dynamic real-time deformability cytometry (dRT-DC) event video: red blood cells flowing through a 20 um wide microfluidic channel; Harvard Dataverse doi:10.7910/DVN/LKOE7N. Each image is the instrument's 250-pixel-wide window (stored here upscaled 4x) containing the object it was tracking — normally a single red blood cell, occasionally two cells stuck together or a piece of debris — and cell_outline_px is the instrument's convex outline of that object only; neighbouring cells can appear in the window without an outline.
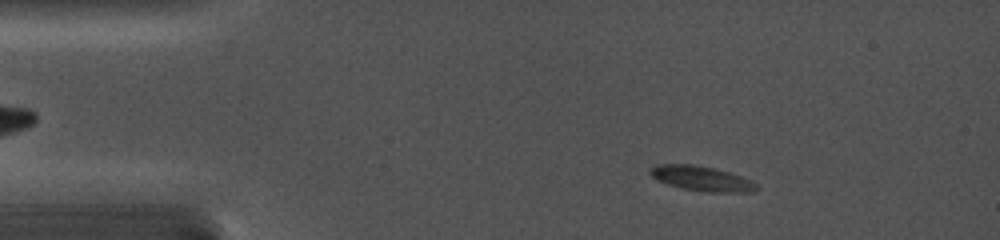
{"species": "common noctule bat (a hibernating species)", "species_latin": "Nyctalus noctula", "temperature_condition": "cold", "stored_images_in_passage": 52, "camera_frame_rate_fps": 5000, "um_per_image_px": 0.085, "animal": {"sex": "female", "body_mass_g": 19.0, "forearm_length_mm": 56.7}, "frame": {"image": 1, "passage_image": 7, "time_ms": 2.0, "image_size_px": [1000, 240], "cell_outline_px": [[760, 188], [752, 192], [708, 192], [684, 188], [668, 184], [656, 180], [648, 172], [656, 164], [692, 164], [716, 168], [752, 180]], "centroid_in_image_um": [59.65, 15.17], "position_along_channel_um": 25.3, "area_um2": 15.37}}
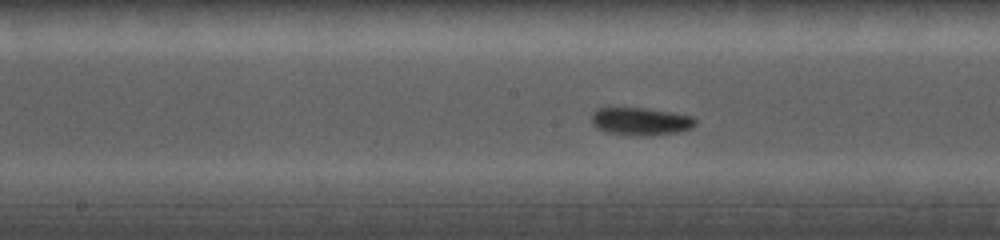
{"frame": {"image": 2, "passage_image": 26, "time_ms": 8.0, "image_size_px": [1000, 240], "cell_outline_px": [[696, 124], [692, 128], [676, 132], [648, 136], [640, 136], [608, 132], [596, 128], [592, 124], [592, 112], [596, 108], [644, 108], [692, 116], [696, 120]], "centroid_in_image_um": [54.44, 10.32], "position_along_channel_um": 193.8, "area_um2": 16.65}}
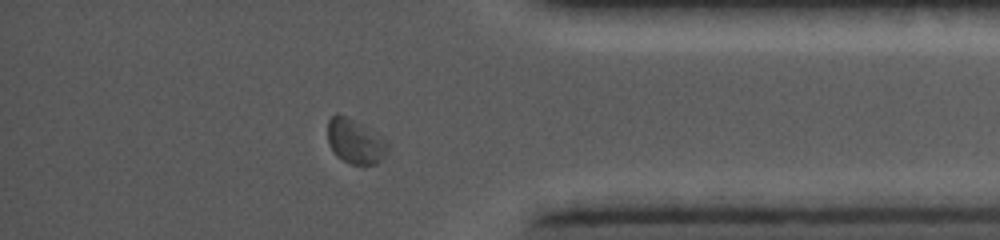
{"frame": {"image": 3, "passage_image": 46, "time_ms": 13.6, "image_size_px": [1000, 240], "cell_outline_px": [[388, 152], [376, 164], [352, 164], [336, 156], [328, 144], [328, 120], [336, 112], [360, 124], [388, 140]], "centroid_in_image_um": [30.19, 12.03], "position_along_channel_um": 405.0, "area_um2": 15.43}}